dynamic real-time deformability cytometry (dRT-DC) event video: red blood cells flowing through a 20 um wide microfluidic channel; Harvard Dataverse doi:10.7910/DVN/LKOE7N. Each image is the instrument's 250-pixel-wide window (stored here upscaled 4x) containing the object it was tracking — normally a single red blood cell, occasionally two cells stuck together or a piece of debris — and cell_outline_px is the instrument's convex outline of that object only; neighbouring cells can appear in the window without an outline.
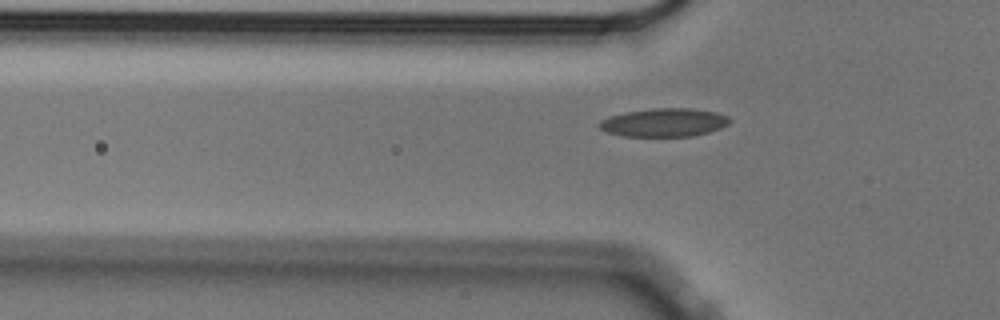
{"species": "Egyptian fruit bat (a non-hibernating species)", "species_latin": "Rousettus aegyptiacus", "temperature_condition": "cold", "stored_images_in_passage": 39, "camera_frame_rate_fps": 3000, "um_per_image_px": 0.085, "animal": {"sex": "male"}, "frame": {"image": 1, "passage_image": 6, "time_ms": 1.667, "image_size_px": [1000, 320], "cell_outline_px": [[732, 120], [728, 124], [720, 128], [708, 132], [692, 136], [624, 136], [608, 132], [600, 128], [596, 124], [600, 120], [608, 116], [624, 112], [652, 108], [692, 108], [716, 112], [728, 116]], "centroid_in_image_um": [56.43, 10.4], "position_along_channel_um": 69.4, "area_um2": 21.68}}
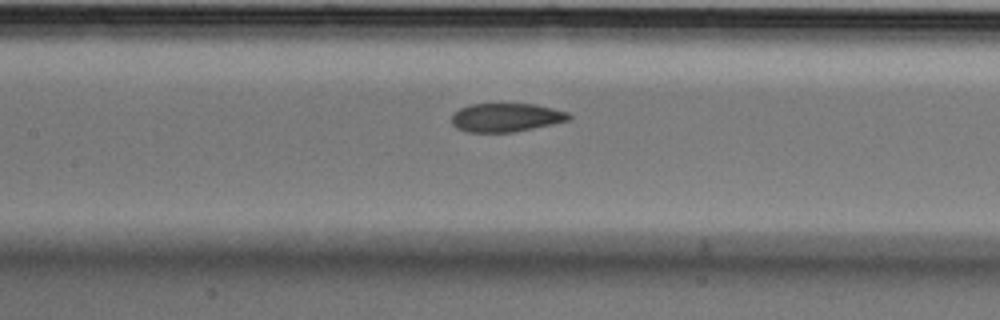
{"frame": {"image": 2, "passage_image": 14, "time_ms": 4.333, "image_size_px": [1000, 320], "cell_outline_px": [[572, 116], [568, 120], [552, 124], [512, 132], [468, 132], [456, 128], [452, 124], [452, 112], [468, 104], [536, 104], [568, 112]], "centroid_in_image_um": [42.98, 9.98], "position_along_channel_um": 164.4, "area_um2": 19.54}}
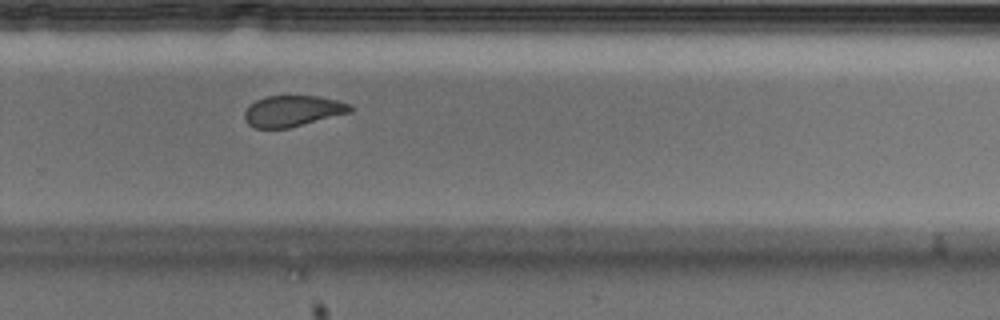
{"frame": {"image": 3, "passage_image": 26, "time_ms": 8.333, "image_size_px": [1000, 320], "cell_outline_px": [[356, 108], [352, 112], [288, 128], [256, 128], [248, 124], [244, 120], [244, 112], [248, 104], [264, 96], [320, 96], [352, 104]], "centroid_in_image_um": [24.89, 9.42], "position_along_channel_um": 304.9, "area_um2": 19.36}}